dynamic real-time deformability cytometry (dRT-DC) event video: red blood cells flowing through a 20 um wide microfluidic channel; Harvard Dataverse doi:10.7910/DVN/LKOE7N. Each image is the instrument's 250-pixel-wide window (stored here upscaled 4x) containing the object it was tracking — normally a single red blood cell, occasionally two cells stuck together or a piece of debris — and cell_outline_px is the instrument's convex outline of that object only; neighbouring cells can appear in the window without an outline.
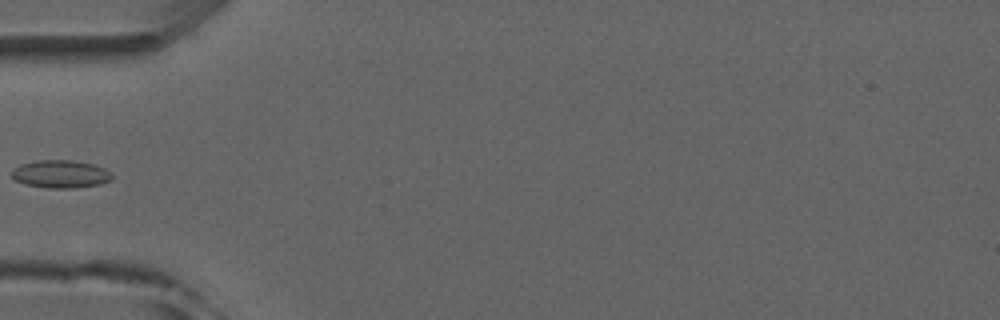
{"species": "common noctule bat (a hibernating species)", "species_latin": "Nyctalus noctula", "temperature_condition": "room temperature", "stored_images_in_passage": 5, "camera_frame_rate_fps": 3000, "um_per_image_px": 0.085, "animal": {"sex": "male", "forearm_length_mm": 52.5}, "frame": {"image": 1, "passage_image": 4, "time_ms": 3.667, "image_size_px": [1000, 320], "cell_outline_px": [[112, 180], [100, 184], [72, 188], [48, 188], [28, 184], [16, 180], [12, 176], [12, 168], [20, 164], [36, 160], [72, 160], [92, 164], [104, 168], [112, 172]], "centroid_in_image_um": [5.17, 14.78], "position_along_channel_um": 79.8, "area_um2": 16.24}}
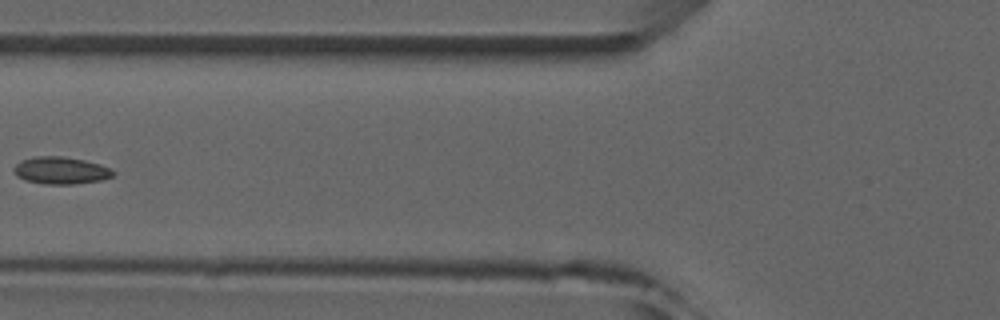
{"frame": {"image": 2, "passage_image": 5, "time_ms": 4.667, "image_size_px": [1000, 320], "cell_outline_px": [[116, 172], [112, 176], [100, 180], [72, 184], [44, 184], [24, 180], [16, 176], [12, 168], [16, 164], [24, 160], [36, 156], [64, 156], [84, 160], [100, 164]], "centroid_in_image_um": [5.14, 14.49], "position_along_channel_um": 120.7, "area_um2": 15.66}}